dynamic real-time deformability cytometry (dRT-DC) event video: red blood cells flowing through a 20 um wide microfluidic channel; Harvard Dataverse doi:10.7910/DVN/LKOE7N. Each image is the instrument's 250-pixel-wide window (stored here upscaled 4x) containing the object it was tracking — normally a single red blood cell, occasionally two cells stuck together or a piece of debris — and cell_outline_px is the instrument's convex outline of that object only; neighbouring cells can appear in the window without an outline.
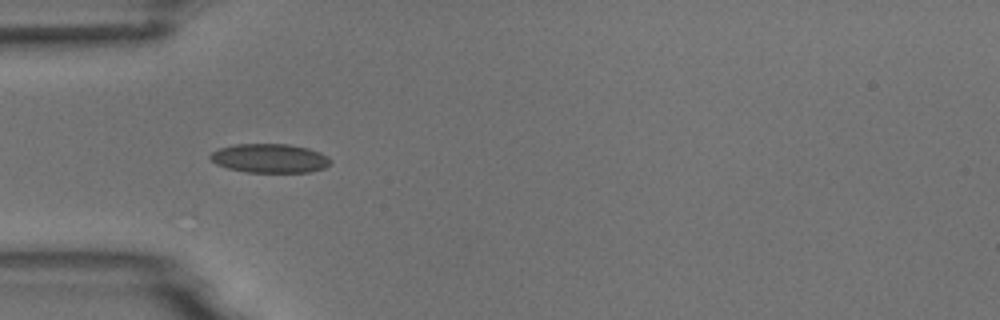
{"species": "common noctule bat (a hibernating species)", "species_latin": "Nyctalus noctula", "temperature_condition": "room temperature", "stored_images_in_passage": 6, "camera_frame_rate_fps": 3000, "um_per_image_px": 0.085, "animal": {"sex": "male", "body_mass_g": 18.8}, "frame": {"image": 1, "passage_image": 5, "time_ms": 4.667, "image_size_px": [1000, 320], "cell_outline_px": [[332, 160], [324, 168], [308, 172], [244, 172], [228, 168], [216, 164], [208, 156], [212, 152], [220, 148], [236, 144], [288, 144], [308, 148], [320, 152], [328, 156]], "centroid_in_image_um": [22.93, 13.45], "position_along_channel_um": 62.1, "area_um2": 20.29}}